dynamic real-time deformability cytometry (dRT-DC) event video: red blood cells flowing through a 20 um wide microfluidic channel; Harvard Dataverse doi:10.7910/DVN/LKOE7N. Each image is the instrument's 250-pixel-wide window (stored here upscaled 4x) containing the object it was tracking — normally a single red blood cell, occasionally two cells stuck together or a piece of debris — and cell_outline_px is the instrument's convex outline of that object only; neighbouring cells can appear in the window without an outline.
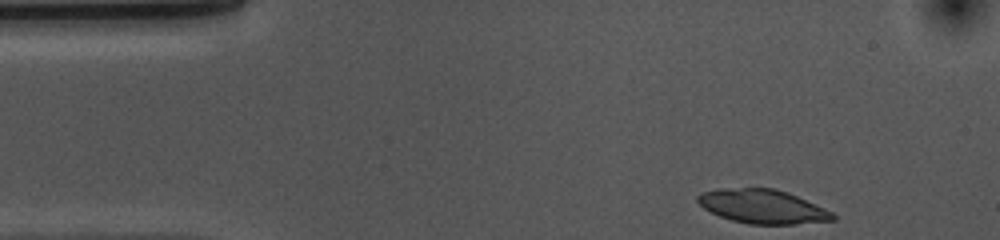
{"species": "common noctule bat (a hibernating species)", "species_latin": "Nyctalus noctula", "temperature_condition": "cold", "stored_images_in_passage": 37, "camera_frame_rate_fps": 3000, "um_per_image_px": 0.085, "animal": {"sex": "female", "body_mass_g": 10.0, "forearm_length_mm": 53.1}, "frame": {"image": 1, "passage_image": 1, "time_ms": 0.0, "image_size_px": [1000, 240], "cell_outline_px": [[836, 220], [796, 224], [748, 224], [732, 220], [720, 216], [704, 208], [696, 200], [696, 196], [700, 192], [720, 188], [776, 188], [788, 192], [824, 208], [832, 212], [836, 216]], "centroid_in_image_um": [64.81, 17.54], "position_along_channel_um": 20.2, "area_um2": 26.76}}
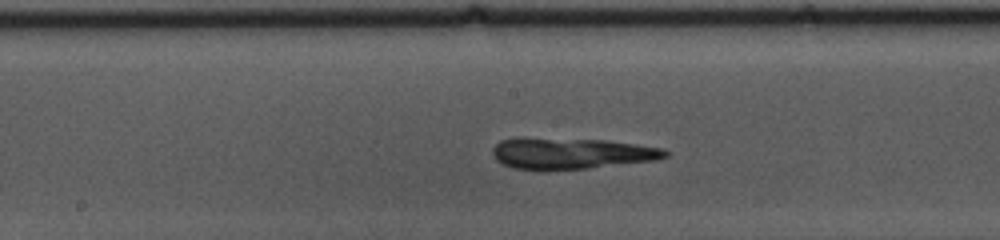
{"frame": {"image": 2, "passage_image": 21, "time_ms": 6.667, "image_size_px": [1000, 240], "cell_outline_px": [[668, 156], [656, 160], [588, 168], [544, 172], [512, 168], [496, 160], [492, 152], [492, 148], [500, 140], [516, 136], [524, 136], [604, 140], [636, 144], [664, 148], [668, 152]], "centroid_in_image_um": [48.46, 13.03], "position_along_channel_um": 199.7, "area_um2": 32.48}}
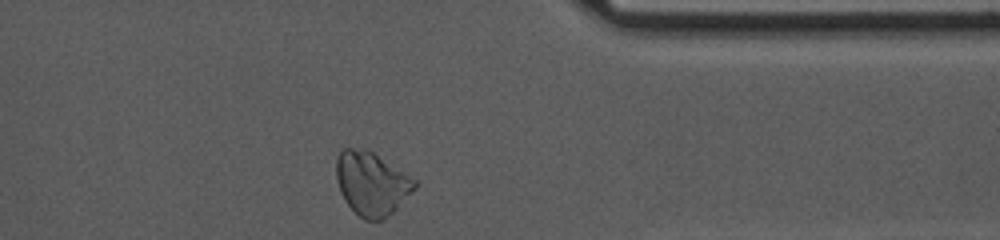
{"frame": {"image": 3, "passage_image": 37, "time_ms": 12.0, "image_size_px": [1000, 240], "cell_outline_px": [[416, 188], [384, 220], [364, 220], [344, 200], [340, 192], [336, 176], [336, 160], [340, 148], [364, 148], [372, 152], [416, 180]], "centroid_in_image_um": [31.56, 15.59], "position_along_channel_um": 379.8, "area_um2": 28.73}}